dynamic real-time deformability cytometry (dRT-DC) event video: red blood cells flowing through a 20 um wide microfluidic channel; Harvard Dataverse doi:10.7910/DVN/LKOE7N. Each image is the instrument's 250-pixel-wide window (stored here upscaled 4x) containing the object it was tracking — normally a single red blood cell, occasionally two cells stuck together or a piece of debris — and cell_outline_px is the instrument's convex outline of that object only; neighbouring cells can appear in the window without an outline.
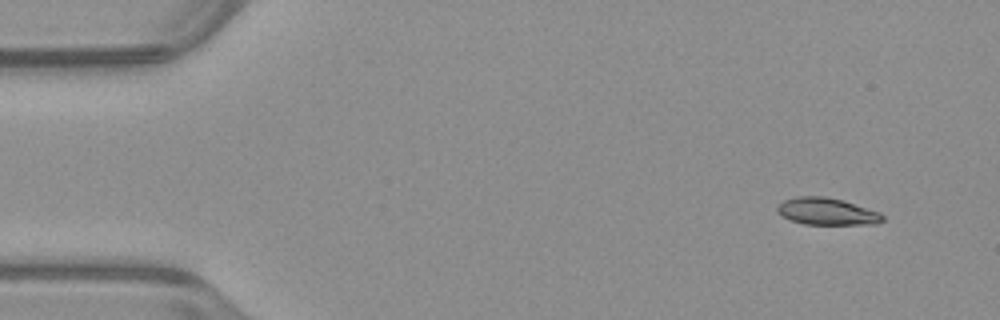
{"species": "common noctule bat (a hibernating species)", "species_latin": "Nyctalus noctula", "temperature_condition": "warm", "stored_images_in_passage": 49, "camera_frame_rate_fps": 3000, "um_per_image_px": 0.085, "animal": {"sex": "male", "body_mass_g": 23.1, "forearm_length_mm": 52.7}, "frame": {"image": 1, "passage_image": 1, "time_ms": 0.0, "image_size_px": [1000, 320], "cell_outline_px": [[884, 220], [876, 224], [804, 224], [792, 220], [776, 212], [776, 208], [784, 200], [796, 196], [824, 196], [844, 200], [880, 212], [884, 216]], "centroid_in_image_um": [70.31, 17.96], "position_along_channel_um": 14.7, "area_um2": 16.59}}
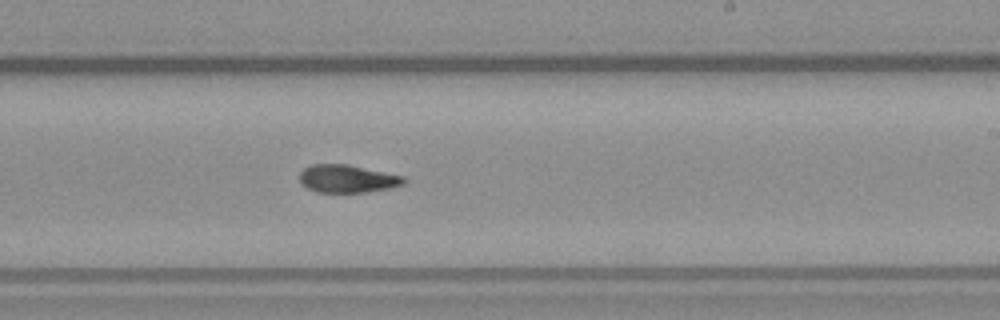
{"frame": {"image": 2, "passage_image": 28, "time_ms": 9.0, "image_size_px": [1000, 320], "cell_outline_px": [[408, 180], [404, 184], [392, 188], [364, 192], [316, 192], [308, 188], [300, 180], [300, 172], [304, 168], [312, 164], [348, 164], [404, 176]], "centroid_in_image_um": [29.57, 15.19], "position_along_channel_um": 259.4, "area_um2": 16.94}}
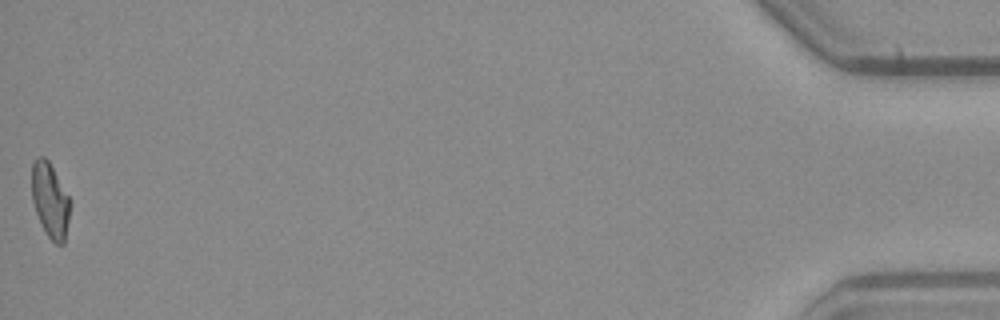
{"frame": {"image": 3, "passage_image": 49, "time_ms": 16.0, "image_size_px": [1000, 320], "cell_outline_px": [[68, 220], [64, 244], [56, 244], [48, 236], [40, 224], [32, 200], [32, 164], [36, 156], [44, 156], [48, 160], [68, 196]], "centroid_in_image_um": [4.22, 17.01], "position_along_channel_um": 431.0, "area_um2": 16.3}, "authors_computed_cell_mechanics": {"area_um2": 17.34, "velocity_mm_per_s": 3.9606, "shape_relaxation_time_tau1_ms": null, "shape_relaxation_time_tau2_ms": 6.3229, "deformation_change_tau1": null, "deformation_change_tau2": 0.1206}}